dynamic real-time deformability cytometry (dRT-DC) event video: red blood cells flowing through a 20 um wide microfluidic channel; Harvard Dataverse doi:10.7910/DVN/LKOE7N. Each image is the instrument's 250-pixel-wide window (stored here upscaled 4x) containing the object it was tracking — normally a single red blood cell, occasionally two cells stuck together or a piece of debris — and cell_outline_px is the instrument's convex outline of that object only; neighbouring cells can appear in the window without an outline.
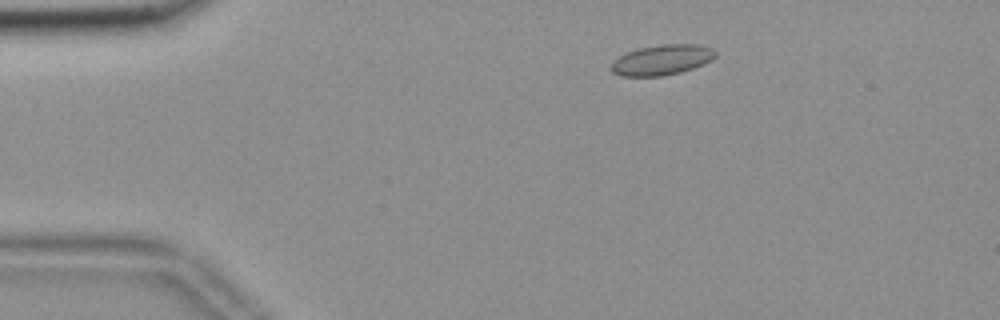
{"species": "common noctule bat (a hibernating species)", "species_latin": "Nyctalus noctula", "temperature_condition": "room temperature", "stored_images_in_passage": 53, "camera_frame_rate_fps": 3000, "um_per_image_px": 0.085, "animal": {"sex": "female", "body_mass_g": 18.4}, "frame": {"image": 1, "passage_image": 7, "time_ms": 2.0, "image_size_px": [1000, 320], "cell_outline_px": [[716, 56], [712, 60], [704, 64], [680, 72], [660, 76], [620, 76], [612, 72], [608, 68], [612, 60], [628, 52], [640, 48], [660, 44], [700, 44], [712, 48], [716, 52]], "centroid_in_image_um": [56.24, 5.09], "position_along_channel_um": 28.8, "area_um2": 18.55}}
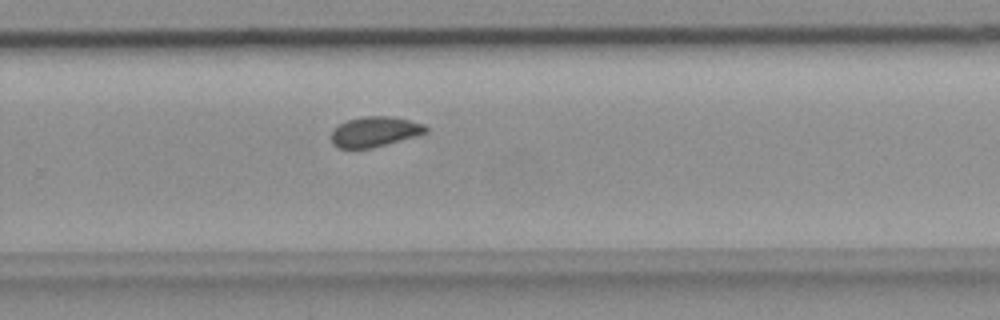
{"frame": {"image": 2, "passage_image": 34, "time_ms": 11.0, "image_size_px": [1000, 320], "cell_outline_px": [[428, 132], [420, 136], [368, 148], [340, 148], [332, 144], [332, 128], [348, 120], [360, 116], [392, 116], [424, 124], [428, 128]], "centroid_in_image_um": [31.88, 11.18], "position_along_channel_um": 297.9, "area_um2": 16.7}}
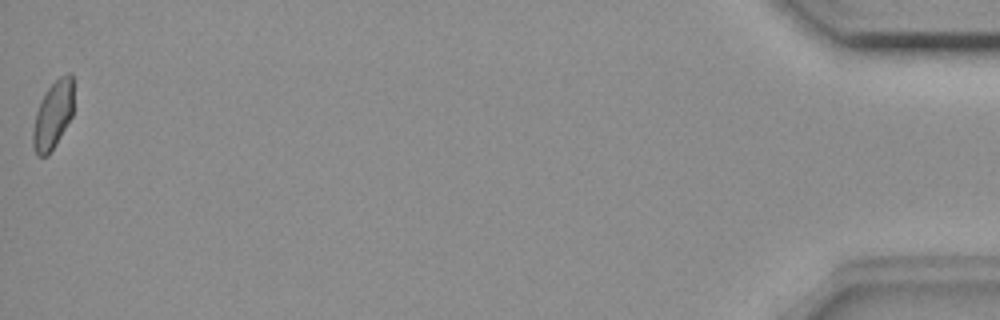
{"frame": {"image": 3, "passage_image": 53, "time_ms": 17.333, "image_size_px": [1000, 320], "cell_outline_px": [[72, 116], [56, 144], [48, 156], [36, 156], [32, 144], [32, 128], [36, 112], [40, 100], [48, 88], [60, 76], [68, 72], [72, 72]], "centroid_in_image_um": [4.47, 9.8], "position_along_channel_um": 430.7, "area_um2": 16.13}, "authors_computed_cell_mechanics": {"area_um2": 17.1088, "velocity_mm_per_s": 3.6263, "shape_relaxation_time_tau1_ms": null, "shape_relaxation_time_tau2_ms": 1.4879, "deformation_change_tau1": null, "deformation_change_tau2": 0.0563}}